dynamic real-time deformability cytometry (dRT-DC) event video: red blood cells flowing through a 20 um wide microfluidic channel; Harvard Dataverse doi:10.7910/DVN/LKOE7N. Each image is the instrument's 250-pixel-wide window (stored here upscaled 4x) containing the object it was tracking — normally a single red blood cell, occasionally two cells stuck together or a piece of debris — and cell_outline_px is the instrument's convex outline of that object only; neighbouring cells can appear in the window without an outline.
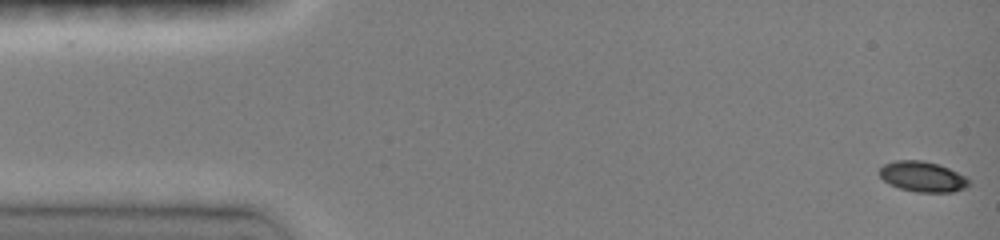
{"species": "common noctule bat (a hibernating species)", "species_latin": "Nyctalus noctula", "temperature_condition": "room temperature", "stored_images_in_passage": 31, "camera_frame_rate_fps": 3000, "um_per_image_px": 0.085, "animal": {"sex": "female", "body_mass_g": 19.0, "forearm_length_mm": 51.5}, "frame": {"image": 1, "passage_image": 1, "time_ms": 0.0, "image_size_px": [1000, 240], "cell_outline_px": [[968, 184], [964, 188], [952, 192], [916, 192], [900, 188], [888, 184], [880, 176], [880, 168], [884, 164], [896, 160], [920, 160], [936, 164], [948, 168], [964, 176], [968, 180]], "centroid_in_image_um": [78.37, 15.02], "position_along_channel_um": 6.6, "area_um2": 15.55}}
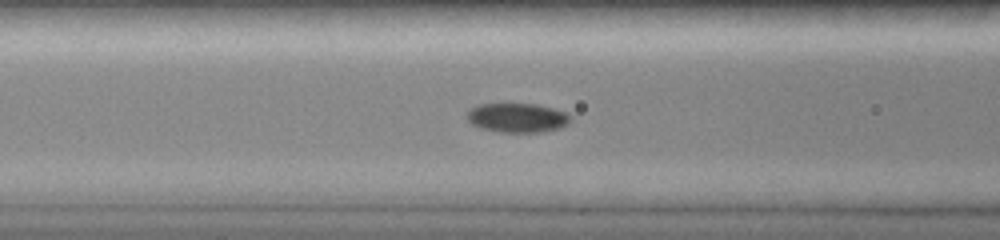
{"frame": {"image": 2, "passage_image": 24, "time_ms": 6.0, "image_size_px": [1000, 240], "cell_outline_px": [[572, 120], [568, 124], [560, 128], [540, 132], [500, 132], [480, 128], [472, 124], [468, 120], [468, 112], [476, 104], [504, 100], [536, 104], [568, 112], [572, 116]], "centroid_in_image_um": [43.97, 9.95], "position_along_channel_um": 122.6, "area_um2": 18.61}}